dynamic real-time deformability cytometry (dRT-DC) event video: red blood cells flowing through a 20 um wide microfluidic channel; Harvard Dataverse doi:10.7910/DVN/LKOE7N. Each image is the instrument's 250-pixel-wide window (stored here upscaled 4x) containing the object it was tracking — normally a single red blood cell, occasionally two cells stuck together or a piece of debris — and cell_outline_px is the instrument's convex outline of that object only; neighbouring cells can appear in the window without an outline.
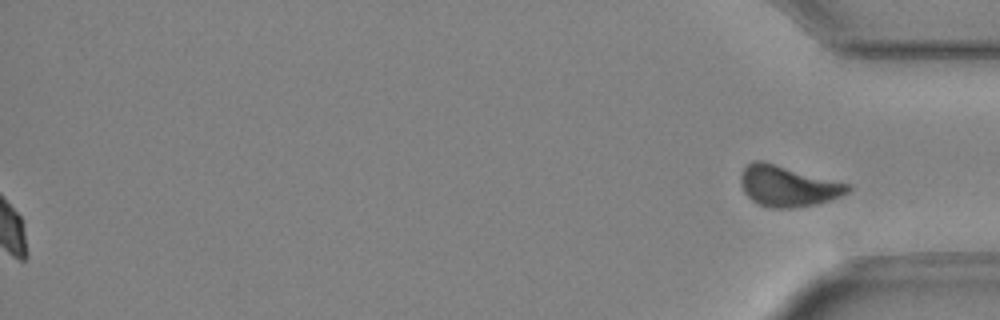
{"species": "Egyptian fruit bat (a non-hibernating species)", "species_latin": "Rousettus aegyptiacus", "temperature_condition": "cold", "stored_images_in_passage": 50, "segment_of_instrument_passage": [2, 2], "camera_frame_rate_fps": 3000, "um_per_image_px": 0.085, "animal": {"sex": "female"}, "frame": {"image": 1, "passage_image": 50, "time_ms": 16.333, "image_size_px": [1000, 320], "cell_outline_px": [[852, 188], [848, 192], [840, 196], [816, 204], [792, 208], [768, 208], [756, 204], [744, 192], [740, 184], [740, 176], [744, 168], [752, 160], [764, 160], [852, 184]], "centroid_in_image_um": [66.96, 15.8], "position_along_channel_um": 368.2, "area_um2": 25.95}}